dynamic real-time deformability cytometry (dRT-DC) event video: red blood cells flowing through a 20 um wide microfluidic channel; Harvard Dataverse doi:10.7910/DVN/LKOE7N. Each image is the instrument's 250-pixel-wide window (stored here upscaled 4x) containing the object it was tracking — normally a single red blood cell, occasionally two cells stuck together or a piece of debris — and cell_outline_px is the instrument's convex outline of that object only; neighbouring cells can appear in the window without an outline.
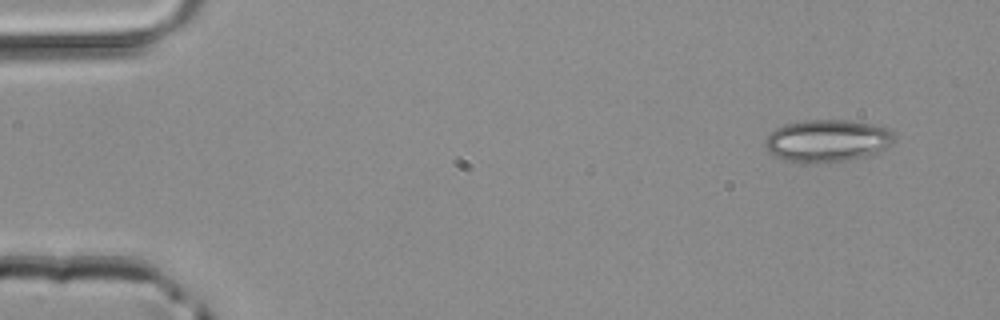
{"species": "common noctule bat (a hibernating species)", "species_latin": "Nyctalus noctula", "temperature_condition": "room temperature", "stored_images_in_passage": 10, "camera_frame_rate_fps": 3000, "um_per_image_px": 0.085, "animal": {"sex": "male", "body_mass_g": 20.4}, "frame": {"image": 1, "passage_image": 1, "time_ms": 0.0, "image_size_px": [1000, 320], "cell_outline_px": [[892, 144], [880, 152], [868, 156], [848, 160], [808, 164], [784, 160], [768, 152], [764, 144], [764, 140], [776, 128], [784, 124], [800, 120], [848, 120], [888, 128], [892, 132]], "centroid_in_image_um": [70.28, 11.97], "position_along_channel_um": 14.7, "area_um2": 32.02}}